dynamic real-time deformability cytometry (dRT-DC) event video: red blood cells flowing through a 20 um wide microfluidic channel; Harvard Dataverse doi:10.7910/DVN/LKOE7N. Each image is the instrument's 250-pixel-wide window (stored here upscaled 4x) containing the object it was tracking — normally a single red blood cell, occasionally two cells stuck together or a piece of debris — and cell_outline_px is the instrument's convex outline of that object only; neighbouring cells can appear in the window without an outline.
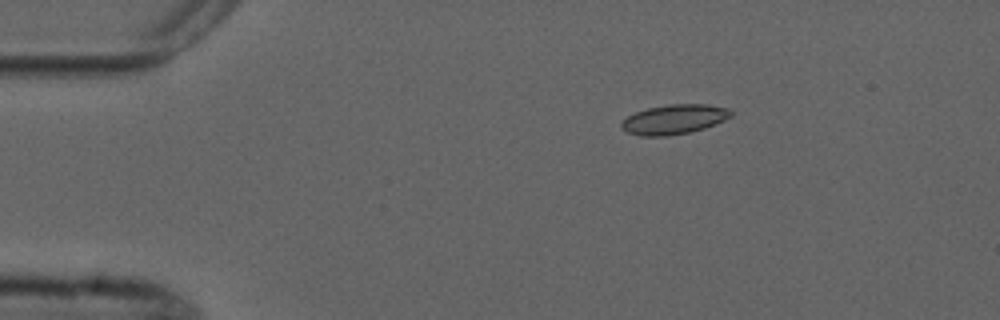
{"species": "common noctule bat (a hibernating species)", "species_latin": "Nyctalus noctula", "temperature_condition": "cold", "stored_images_in_passage": 4, "camera_frame_rate_fps": 3000, "um_per_image_px": 0.085, "animal": {"sex": "male", "forearm_length_mm": 52.5}, "frame": {"image": 1, "passage_image": 2, "time_ms": 2.0, "image_size_px": [1000, 320], "cell_outline_px": [[732, 116], [716, 124], [704, 128], [688, 132], [668, 136], [640, 136], [628, 132], [620, 128], [620, 124], [628, 116], [636, 112], [648, 108], [668, 104], [708, 104], [728, 108], [732, 112]], "centroid_in_image_um": [57.31, 10.14], "position_along_channel_um": 27.7, "area_um2": 18.9}}
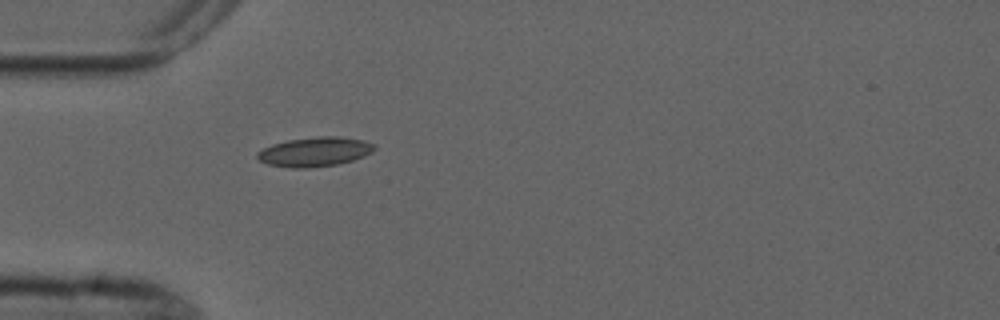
{"frame": {"image": 2, "passage_image": 4, "time_ms": 4.333, "image_size_px": [1000, 320], "cell_outline_px": [[376, 148], [372, 152], [364, 156], [352, 160], [336, 164], [308, 168], [292, 168], [268, 164], [260, 160], [256, 156], [256, 152], [272, 144], [288, 140], [316, 136], [340, 136], [364, 140], [376, 144]], "centroid_in_image_um": [26.77, 12.89], "position_along_channel_um": 58.2, "area_um2": 20.11}}